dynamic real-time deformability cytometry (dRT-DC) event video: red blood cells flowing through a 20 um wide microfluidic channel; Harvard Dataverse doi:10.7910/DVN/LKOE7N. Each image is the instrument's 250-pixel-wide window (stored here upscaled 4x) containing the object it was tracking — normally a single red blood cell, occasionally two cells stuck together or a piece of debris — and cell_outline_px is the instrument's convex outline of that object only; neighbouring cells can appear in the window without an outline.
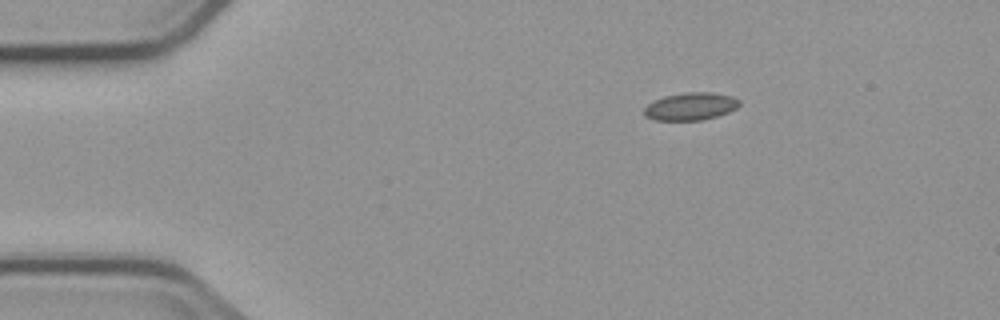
{"species": "common noctule bat (a hibernating species)", "species_latin": "Nyctalus noctula", "temperature_condition": "cold", "stored_images_in_passage": 3, "camera_frame_rate_fps": 3000, "um_per_image_px": 0.085, "animal": {"sex": "male", "body_mass_g": 23.1, "forearm_length_mm": 52.7}, "frame": {"image": 1, "passage_image": 1, "time_ms": 0.0, "image_size_px": [1000, 320], "cell_outline_px": [[740, 104], [736, 108], [728, 112], [704, 120], [656, 120], [644, 116], [644, 108], [652, 100], [664, 96], [684, 92], [712, 92], [732, 96], [740, 100]], "centroid_in_image_um": [58.69, 9.03], "position_along_channel_um": 26.3, "area_um2": 15.43}}